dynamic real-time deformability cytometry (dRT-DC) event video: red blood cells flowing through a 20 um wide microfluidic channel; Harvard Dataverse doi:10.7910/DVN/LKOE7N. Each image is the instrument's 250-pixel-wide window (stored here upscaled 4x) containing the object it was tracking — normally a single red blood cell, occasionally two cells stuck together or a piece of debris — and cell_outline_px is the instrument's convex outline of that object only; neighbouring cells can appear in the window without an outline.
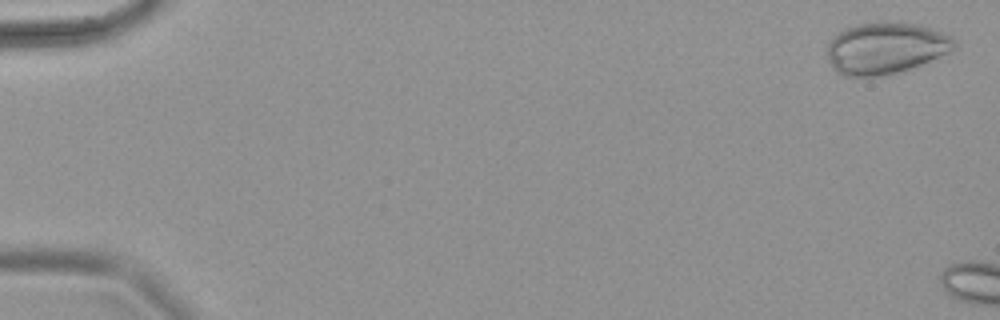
{"species": "common noctule bat (a hibernating species)", "species_latin": "Nyctalus noctula", "temperature_condition": "warm", "stored_images_in_passage": 7, "camera_frame_rate_fps": 3000, "um_per_image_px": 0.085, "animal": {"sex": "female", "body_mass_g": 18.4}, "frame": {"image": 1, "passage_image": 2, "time_ms": 0.333, "image_size_px": [1000, 320], "cell_outline_px": [[956, 48], [920, 64], [896, 72], [880, 76], [844, 76], [836, 72], [832, 68], [828, 60], [828, 40], [832, 36], [844, 28], [856, 24], [880, 20], [900, 20], [920, 24], [952, 36], [956, 40]], "centroid_in_image_um": [75.24, 4.03], "position_along_channel_um": 9.8, "area_um2": 38.78}}